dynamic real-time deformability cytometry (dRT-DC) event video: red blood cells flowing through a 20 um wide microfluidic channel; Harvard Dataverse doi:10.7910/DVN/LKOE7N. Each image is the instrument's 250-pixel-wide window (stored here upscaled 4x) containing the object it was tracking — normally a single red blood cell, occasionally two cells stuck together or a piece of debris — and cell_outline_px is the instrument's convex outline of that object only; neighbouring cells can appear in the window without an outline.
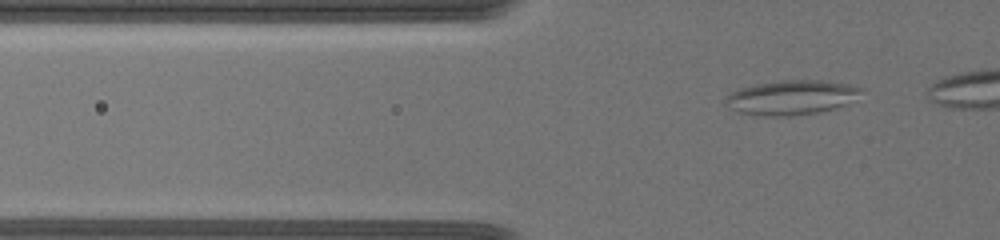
{"species": "common noctule bat (a hibernating species)", "species_latin": "Nyctalus noctula", "temperature_condition": "warm", "stored_images_in_passage": 46, "camera_frame_rate_fps": 3000, "um_per_image_px": 0.085, "animal": {"sex": "female", "body_mass_g": 19.5, "forearm_length_mm": 54.1}, "frame": {"image": 1, "passage_image": 5, "time_ms": 2.0, "image_size_px": [1000, 240], "cell_outline_px": [[864, 88], [848, 104], [836, 108], [820, 112], [792, 116], [764, 116], [740, 112], [728, 108], [724, 104], [724, 100], [732, 92], [740, 88], [756, 84], [780, 80], [824, 80], [848, 84]], "centroid_in_image_um": [67.26, 8.29], "position_along_channel_um": 58.5, "area_um2": 27.4}}
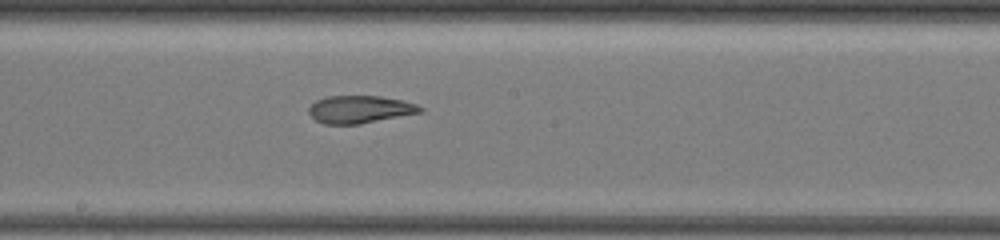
{"frame": {"image": 2, "passage_image": 26, "time_ms": 7.0, "image_size_px": [1000, 240], "cell_outline_px": [[424, 112], [360, 124], [324, 124], [316, 120], [308, 112], [308, 108], [316, 100], [328, 96], [380, 96], [400, 100], [416, 104], [424, 108]], "centroid_in_image_um": [30.6, 9.3], "position_along_channel_um": 217.6, "area_um2": 17.92}}
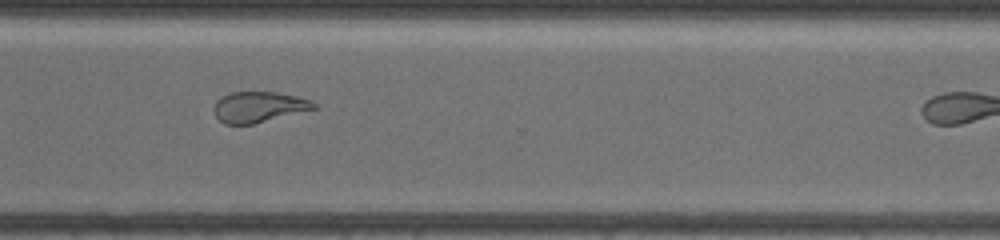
{"frame": {"image": 3, "passage_image": 45, "time_ms": 10.667, "image_size_px": [1000, 240], "cell_outline_px": [[320, 108], [252, 124], [224, 124], [216, 116], [212, 108], [216, 100], [232, 92], [276, 92], [296, 96], [312, 100]], "centroid_in_image_um": [22.02, 9.09], "position_along_channel_um": 348.6, "area_um2": 17.98}}